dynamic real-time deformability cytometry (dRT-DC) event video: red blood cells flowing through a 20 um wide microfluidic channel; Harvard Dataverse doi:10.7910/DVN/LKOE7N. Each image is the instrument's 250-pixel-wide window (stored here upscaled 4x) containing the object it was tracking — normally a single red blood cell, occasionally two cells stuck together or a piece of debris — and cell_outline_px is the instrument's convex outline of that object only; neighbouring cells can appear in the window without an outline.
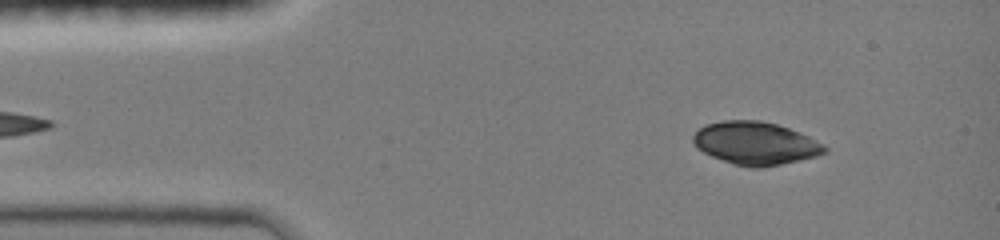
{"species": "common noctule bat (a hibernating species)", "species_latin": "Nyctalus noctula", "temperature_condition": "room temperature", "stored_images_in_passage": 45, "camera_frame_rate_fps": 3000, "um_per_image_px": 0.085, "animal": {"sex": "female", "body_mass_g": 19.0, "forearm_length_mm": 51.5}, "frame": {"image": 1, "passage_image": 5, "time_ms": 1.333, "image_size_px": [1000, 240], "cell_outline_px": [[828, 152], [816, 156], [780, 164], [760, 168], [752, 168], [736, 164], [712, 156], [696, 148], [692, 140], [692, 136], [704, 124], [724, 120], [760, 120], [776, 124], [800, 132], [808, 136], [828, 148]], "centroid_in_image_um": [64.2, 12.16], "position_along_channel_um": 20.8, "area_um2": 32.66}}